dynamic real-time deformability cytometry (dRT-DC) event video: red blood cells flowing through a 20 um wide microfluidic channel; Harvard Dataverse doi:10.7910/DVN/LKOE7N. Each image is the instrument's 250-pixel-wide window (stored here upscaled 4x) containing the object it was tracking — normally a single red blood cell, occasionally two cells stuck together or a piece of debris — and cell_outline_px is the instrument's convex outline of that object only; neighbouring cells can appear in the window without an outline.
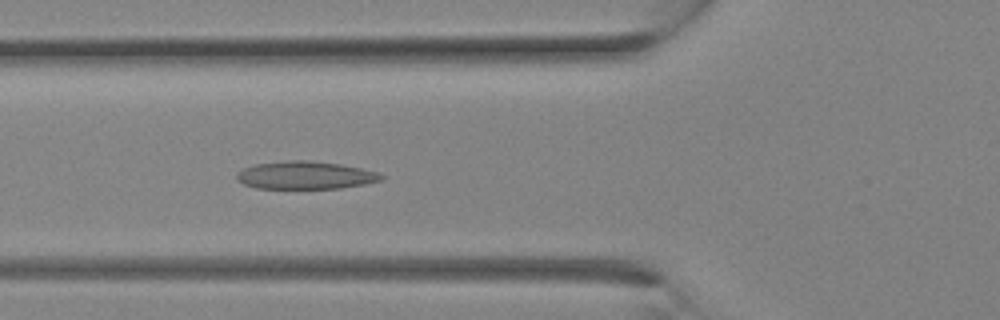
{"species": "Egyptian fruit bat (a non-hibernating species)", "species_latin": "Rousettus aegyptiacus", "temperature_condition": "room temperature", "stored_images_in_passage": 11, "camera_frame_rate_fps": 3000, "um_per_image_px": 0.085, "animal": {"sex": "female"}, "frame": {"image": 1, "passage_image": 11, "time_ms": 3.333, "image_size_px": [1000, 320], "cell_outline_px": [[384, 180], [364, 184], [340, 188], [256, 188], [244, 184], [236, 180], [236, 176], [244, 168], [252, 164], [288, 160], [312, 160], [340, 164], [380, 172], [384, 176]], "centroid_in_image_um": [25.98, 14.88], "position_along_channel_um": 99.8, "area_um2": 23.52}}